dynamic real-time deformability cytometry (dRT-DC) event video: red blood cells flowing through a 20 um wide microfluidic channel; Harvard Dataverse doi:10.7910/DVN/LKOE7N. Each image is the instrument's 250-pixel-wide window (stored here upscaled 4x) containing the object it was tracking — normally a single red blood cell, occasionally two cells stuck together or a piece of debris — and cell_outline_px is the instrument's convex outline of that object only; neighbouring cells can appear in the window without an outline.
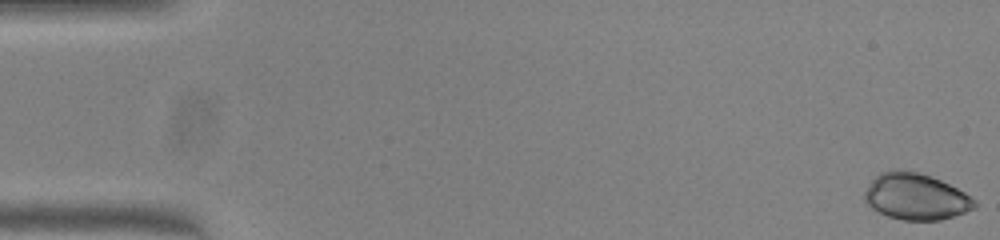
{"species": "common noctule bat (a hibernating species)", "species_latin": "Nyctalus noctula", "temperature_condition": "warm", "stored_images_in_passage": 13, "camera_frame_rate_fps": 3000, "um_per_image_px": 0.085, "animal": {"sex": "female", "body_mass_g": 23.0, "forearm_length_mm": 53.4}, "frame": {"image": 1, "passage_image": 1, "time_ms": 0.0, "image_size_px": [1000, 240], "cell_outline_px": [[976, 208], [940, 220], [904, 220], [888, 216], [872, 208], [864, 200], [864, 192], [872, 180], [880, 172], [892, 168], [900, 168], [916, 172], [940, 180], [964, 192], [976, 200]], "centroid_in_image_um": [77.82, 16.7], "position_along_channel_um": 7.2, "area_um2": 29.59}}